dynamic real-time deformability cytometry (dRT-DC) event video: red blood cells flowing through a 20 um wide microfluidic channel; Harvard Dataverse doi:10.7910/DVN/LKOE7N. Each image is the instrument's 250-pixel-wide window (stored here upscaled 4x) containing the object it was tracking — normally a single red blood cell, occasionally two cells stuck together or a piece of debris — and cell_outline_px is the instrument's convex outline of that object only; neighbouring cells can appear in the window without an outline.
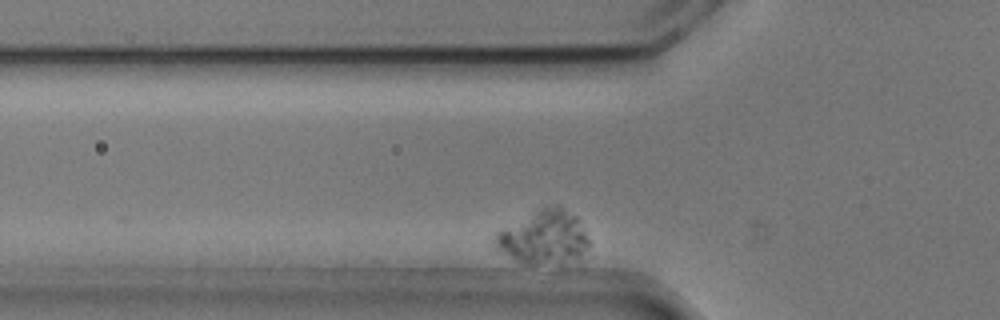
{"species": "common noctule bat (a hibernating species)", "species_latin": "Nyctalus noctula", "temperature_condition": "cold", "stored_images_in_passage": 34, "camera_frame_rate_fps": 3000, "um_per_image_px": 0.085, "animal": {"sex": "male", "body_mass_g": 20.5, "forearm_length_mm": 52.5}, "frame": {"image": 1, "passage_image": 2, "time_ms": 0.333, "image_size_px": [1000, 320], "cell_outline_px": [[588, 248], [580, 256], [560, 264], [524, 264], [516, 260], [496, 248], [492, 240], [496, 232], [544, 204], [560, 204], [576, 216], [588, 240]], "centroid_in_image_um": [46.18, 20.13], "position_along_channel_um": 79.6, "area_um2": 29.65}}
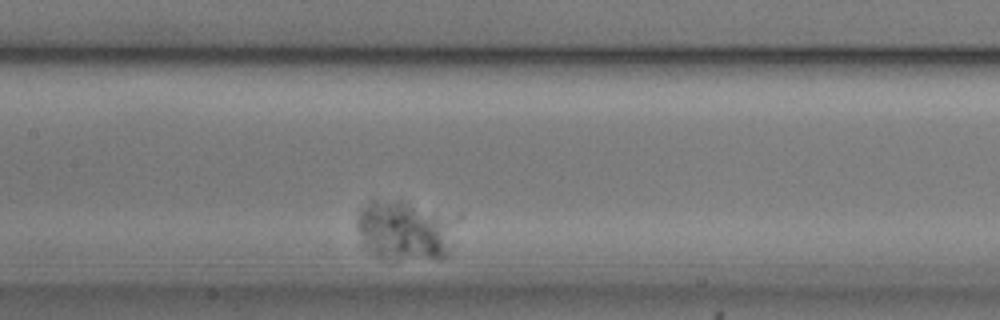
{"frame": {"image": 2, "passage_image": 13, "time_ms": 4.0, "image_size_px": [1000, 320], "cell_outline_px": [[448, 256], [444, 260], [380, 260], [364, 244], [356, 224], [356, 220], [360, 208], [372, 200], [400, 200], [436, 216], [444, 220], [448, 252]], "centroid_in_image_um": [34.15, 19.69], "position_along_channel_um": 173.3, "area_um2": 32.48}}
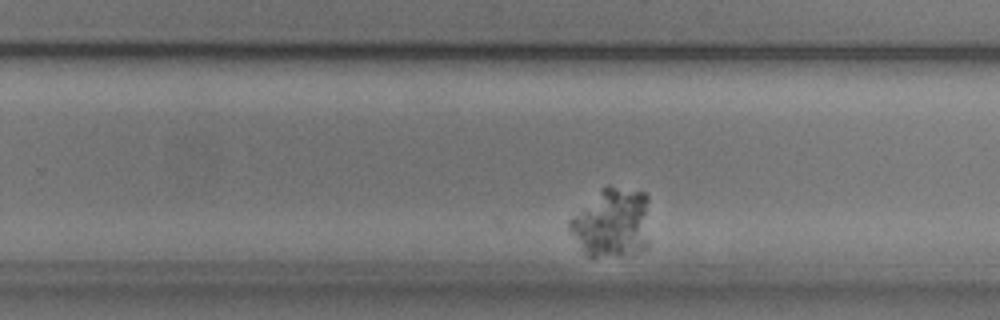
{"frame": {"image": 3, "passage_image": 24, "time_ms": 7.667, "image_size_px": [1000, 320], "cell_outline_px": [[648, 248], [624, 256], [588, 256], [568, 228], [568, 220], [600, 188], [612, 188], [648, 192]], "centroid_in_image_um": [52.05, 18.95], "position_along_channel_um": 277.8, "area_um2": 32.37}}